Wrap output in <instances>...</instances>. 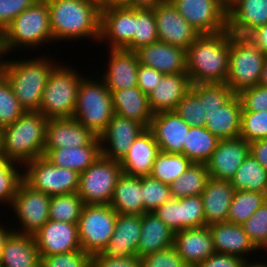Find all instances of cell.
<instances>
[{"label":"cell","mask_w":267,"mask_h":267,"mask_svg":"<svg viewBox=\"0 0 267 267\" xmlns=\"http://www.w3.org/2000/svg\"><path fill=\"white\" fill-rule=\"evenodd\" d=\"M96 137L74 117L49 119L46 125L44 149L87 146Z\"/></svg>","instance_id":"22"},{"label":"cell","mask_w":267,"mask_h":267,"mask_svg":"<svg viewBox=\"0 0 267 267\" xmlns=\"http://www.w3.org/2000/svg\"><path fill=\"white\" fill-rule=\"evenodd\" d=\"M117 215L108 204H84L78 221L81 249L91 256L101 253L114 233Z\"/></svg>","instance_id":"10"},{"label":"cell","mask_w":267,"mask_h":267,"mask_svg":"<svg viewBox=\"0 0 267 267\" xmlns=\"http://www.w3.org/2000/svg\"><path fill=\"white\" fill-rule=\"evenodd\" d=\"M140 64L162 74L187 73L186 50L164 42H154L135 50Z\"/></svg>","instance_id":"24"},{"label":"cell","mask_w":267,"mask_h":267,"mask_svg":"<svg viewBox=\"0 0 267 267\" xmlns=\"http://www.w3.org/2000/svg\"><path fill=\"white\" fill-rule=\"evenodd\" d=\"M241 267H267V262L264 261V262H261L258 258V260L255 262V260H245Z\"/></svg>","instance_id":"64"},{"label":"cell","mask_w":267,"mask_h":267,"mask_svg":"<svg viewBox=\"0 0 267 267\" xmlns=\"http://www.w3.org/2000/svg\"><path fill=\"white\" fill-rule=\"evenodd\" d=\"M192 86L187 73L163 75L159 84L148 94V104L153 114L172 111Z\"/></svg>","instance_id":"27"},{"label":"cell","mask_w":267,"mask_h":267,"mask_svg":"<svg viewBox=\"0 0 267 267\" xmlns=\"http://www.w3.org/2000/svg\"><path fill=\"white\" fill-rule=\"evenodd\" d=\"M239 137L249 143L267 138V110L242 111Z\"/></svg>","instance_id":"47"},{"label":"cell","mask_w":267,"mask_h":267,"mask_svg":"<svg viewBox=\"0 0 267 267\" xmlns=\"http://www.w3.org/2000/svg\"><path fill=\"white\" fill-rule=\"evenodd\" d=\"M163 75L152 67L139 64L137 70V86L148 95L159 84Z\"/></svg>","instance_id":"56"},{"label":"cell","mask_w":267,"mask_h":267,"mask_svg":"<svg viewBox=\"0 0 267 267\" xmlns=\"http://www.w3.org/2000/svg\"><path fill=\"white\" fill-rule=\"evenodd\" d=\"M191 164L192 162L184 154L160 151L156 156L150 176L162 183L170 185L178 179Z\"/></svg>","instance_id":"39"},{"label":"cell","mask_w":267,"mask_h":267,"mask_svg":"<svg viewBox=\"0 0 267 267\" xmlns=\"http://www.w3.org/2000/svg\"><path fill=\"white\" fill-rule=\"evenodd\" d=\"M160 152L152 132L146 128L130 146L120 161L123 173L130 176L150 175L157 154Z\"/></svg>","instance_id":"28"},{"label":"cell","mask_w":267,"mask_h":267,"mask_svg":"<svg viewBox=\"0 0 267 267\" xmlns=\"http://www.w3.org/2000/svg\"><path fill=\"white\" fill-rule=\"evenodd\" d=\"M230 32L200 34L186 49V69L192 84L226 83Z\"/></svg>","instance_id":"2"},{"label":"cell","mask_w":267,"mask_h":267,"mask_svg":"<svg viewBox=\"0 0 267 267\" xmlns=\"http://www.w3.org/2000/svg\"><path fill=\"white\" fill-rule=\"evenodd\" d=\"M114 115L112 95L96 72L82 78L78 90L74 118L96 136L106 129Z\"/></svg>","instance_id":"7"},{"label":"cell","mask_w":267,"mask_h":267,"mask_svg":"<svg viewBox=\"0 0 267 267\" xmlns=\"http://www.w3.org/2000/svg\"><path fill=\"white\" fill-rule=\"evenodd\" d=\"M267 201V193L235 190L230 204L227 222L242 225Z\"/></svg>","instance_id":"40"},{"label":"cell","mask_w":267,"mask_h":267,"mask_svg":"<svg viewBox=\"0 0 267 267\" xmlns=\"http://www.w3.org/2000/svg\"><path fill=\"white\" fill-rule=\"evenodd\" d=\"M173 247L186 265L193 266H198L215 252L208 225L174 233Z\"/></svg>","instance_id":"26"},{"label":"cell","mask_w":267,"mask_h":267,"mask_svg":"<svg viewBox=\"0 0 267 267\" xmlns=\"http://www.w3.org/2000/svg\"><path fill=\"white\" fill-rule=\"evenodd\" d=\"M54 42L93 40L99 43L101 9L88 0H46Z\"/></svg>","instance_id":"1"},{"label":"cell","mask_w":267,"mask_h":267,"mask_svg":"<svg viewBox=\"0 0 267 267\" xmlns=\"http://www.w3.org/2000/svg\"><path fill=\"white\" fill-rule=\"evenodd\" d=\"M92 3L96 4L100 9L113 6V5H120L121 0H88Z\"/></svg>","instance_id":"63"},{"label":"cell","mask_w":267,"mask_h":267,"mask_svg":"<svg viewBox=\"0 0 267 267\" xmlns=\"http://www.w3.org/2000/svg\"><path fill=\"white\" fill-rule=\"evenodd\" d=\"M122 173L120 161L100 155L92 165L79 174L77 194L86 205H110L114 188Z\"/></svg>","instance_id":"9"},{"label":"cell","mask_w":267,"mask_h":267,"mask_svg":"<svg viewBox=\"0 0 267 267\" xmlns=\"http://www.w3.org/2000/svg\"><path fill=\"white\" fill-rule=\"evenodd\" d=\"M258 251H261L263 253V251L267 254V240L261 245V247L258 249ZM265 261H267L266 256L264 257Z\"/></svg>","instance_id":"66"},{"label":"cell","mask_w":267,"mask_h":267,"mask_svg":"<svg viewBox=\"0 0 267 267\" xmlns=\"http://www.w3.org/2000/svg\"><path fill=\"white\" fill-rule=\"evenodd\" d=\"M41 255L33 235L13 232L5 242L0 267H40Z\"/></svg>","instance_id":"33"},{"label":"cell","mask_w":267,"mask_h":267,"mask_svg":"<svg viewBox=\"0 0 267 267\" xmlns=\"http://www.w3.org/2000/svg\"><path fill=\"white\" fill-rule=\"evenodd\" d=\"M51 42L54 43V40L46 0H38L24 10L0 34L1 52L5 57L21 48L25 52L26 50L29 52L30 49L34 52V49L38 50L39 46L42 47L48 43L51 45Z\"/></svg>","instance_id":"5"},{"label":"cell","mask_w":267,"mask_h":267,"mask_svg":"<svg viewBox=\"0 0 267 267\" xmlns=\"http://www.w3.org/2000/svg\"><path fill=\"white\" fill-rule=\"evenodd\" d=\"M91 267H142V260L138 256L125 258H106L101 253L92 255Z\"/></svg>","instance_id":"57"},{"label":"cell","mask_w":267,"mask_h":267,"mask_svg":"<svg viewBox=\"0 0 267 267\" xmlns=\"http://www.w3.org/2000/svg\"><path fill=\"white\" fill-rule=\"evenodd\" d=\"M108 62L104 73L96 74L105 82L109 90H123L137 87L138 57L135 51L108 49Z\"/></svg>","instance_id":"19"},{"label":"cell","mask_w":267,"mask_h":267,"mask_svg":"<svg viewBox=\"0 0 267 267\" xmlns=\"http://www.w3.org/2000/svg\"><path fill=\"white\" fill-rule=\"evenodd\" d=\"M250 153L267 169V138L250 143Z\"/></svg>","instance_id":"59"},{"label":"cell","mask_w":267,"mask_h":267,"mask_svg":"<svg viewBox=\"0 0 267 267\" xmlns=\"http://www.w3.org/2000/svg\"><path fill=\"white\" fill-rule=\"evenodd\" d=\"M48 120L38 111L25 112L0 130V154L22 166L42 157Z\"/></svg>","instance_id":"4"},{"label":"cell","mask_w":267,"mask_h":267,"mask_svg":"<svg viewBox=\"0 0 267 267\" xmlns=\"http://www.w3.org/2000/svg\"><path fill=\"white\" fill-rule=\"evenodd\" d=\"M219 140L205 127L191 126L183 145V154L192 163L206 164Z\"/></svg>","instance_id":"36"},{"label":"cell","mask_w":267,"mask_h":267,"mask_svg":"<svg viewBox=\"0 0 267 267\" xmlns=\"http://www.w3.org/2000/svg\"><path fill=\"white\" fill-rule=\"evenodd\" d=\"M258 85L267 87V59L265 60V63L263 65Z\"/></svg>","instance_id":"65"},{"label":"cell","mask_w":267,"mask_h":267,"mask_svg":"<svg viewBox=\"0 0 267 267\" xmlns=\"http://www.w3.org/2000/svg\"><path fill=\"white\" fill-rule=\"evenodd\" d=\"M157 41L159 37L153 9L134 8V36L131 40V51Z\"/></svg>","instance_id":"42"},{"label":"cell","mask_w":267,"mask_h":267,"mask_svg":"<svg viewBox=\"0 0 267 267\" xmlns=\"http://www.w3.org/2000/svg\"><path fill=\"white\" fill-rule=\"evenodd\" d=\"M25 112L14 95L9 81L0 72V130L13 124Z\"/></svg>","instance_id":"44"},{"label":"cell","mask_w":267,"mask_h":267,"mask_svg":"<svg viewBox=\"0 0 267 267\" xmlns=\"http://www.w3.org/2000/svg\"><path fill=\"white\" fill-rule=\"evenodd\" d=\"M91 258L83 250L41 256L40 267H91Z\"/></svg>","instance_id":"51"},{"label":"cell","mask_w":267,"mask_h":267,"mask_svg":"<svg viewBox=\"0 0 267 267\" xmlns=\"http://www.w3.org/2000/svg\"><path fill=\"white\" fill-rule=\"evenodd\" d=\"M244 261L242 258L234 255L214 252L201 262L198 267H241Z\"/></svg>","instance_id":"58"},{"label":"cell","mask_w":267,"mask_h":267,"mask_svg":"<svg viewBox=\"0 0 267 267\" xmlns=\"http://www.w3.org/2000/svg\"><path fill=\"white\" fill-rule=\"evenodd\" d=\"M230 182L237 191L250 190L267 193V169L249 153Z\"/></svg>","instance_id":"38"},{"label":"cell","mask_w":267,"mask_h":267,"mask_svg":"<svg viewBox=\"0 0 267 267\" xmlns=\"http://www.w3.org/2000/svg\"><path fill=\"white\" fill-rule=\"evenodd\" d=\"M186 267H198V266H193V265H187Z\"/></svg>","instance_id":"68"},{"label":"cell","mask_w":267,"mask_h":267,"mask_svg":"<svg viewBox=\"0 0 267 267\" xmlns=\"http://www.w3.org/2000/svg\"><path fill=\"white\" fill-rule=\"evenodd\" d=\"M234 192L235 189L230 181L209 178L201 194L205 214V225L227 222Z\"/></svg>","instance_id":"29"},{"label":"cell","mask_w":267,"mask_h":267,"mask_svg":"<svg viewBox=\"0 0 267 267\" xmlns=\"http://www.w3.org/2000/svg\"><path fill=\"white\" fill-rule=\"evenodd\" d=\"M153 11L160 42L186 50L200 35L171 1H161Z\"/></svg>","instance_id":"15"},{"label":"cell","mask_w":267,"mask_h":267,"mask_svg":"<svg viewBox=\"0 0 267 267\" xmlns=\"http://www.w3.org/2000/svg\"><path fill=\"white\" fill-rule=\"evenodd\" d=\"M134 36V8L113 5L101 9L100 39L107 49L131 51Z\"/></svg>","instance_id":"14"},{"label":"cell","mask_w":267,"mask_h":267,"mask_svg":"<svg viewBox=\"0 0 267 267\" xmlns=\"http://www.w3.org/2000/svg\"><path fill=\"white\" fill-rule=\"evenodd\" d=\"M190 125L175 111L153 114L148 129L152 132L160 151L183 154Z\"/></svg>","instance_id":"20"},{"label":"cell","mask_w":267,"mask_h":267,"mask_svg":"<svg viewBox=\"0 0 267 267\" xmlns=\"http://www.w3.org/2000/svg\"><path fill=\"white\" fill-rule=\"evenodd\" d=\"M49 54H43V57L37 54V57L28 59L24 56L20 60L2 58L0 72L9 81L14 95L26 112L39 111L49 73L57 64L53 57H48Z\"/></svg>","instance_id":"3"},{"label":"cell","mask_w":267,"mask_h":267,"mask_svg":"<svg viewBox=\"0 0 267 267\" xmlns=\"http://www.w3.org/2000/svg\"><path fill=\"white\" fill-rule=\"evenodd\" d=\"M38 0H0V34L24 10Z\"/></svg>","instance_id":"54"},{"label":"cell","mask_w":267,"mask_h":267,"mask_svg":"<svg viewBox=\"0 0 267 267\" xmlns=\"http://www.w3.org/2000/svg\"><path fill=\"white\" fill-rule=\"evenodd\" d=\"M191 89L204 101L206 112L224 106L236 95L226 83L192 84Z\"/></svg>","instance_id":"46"},{"label":"cell","mask_w":267,"mask_h":267,"mask_svg":"<svg viewBox=\"0 0 267 267\" xmlns=\"http://www.w3.org/2000/svg\"><path fill=\"white\" fill-rule=\"evenodd\" d=\"M101 155V144L97 136L89 145L72 148L44 149L43 156L53 165L68 168L81 174Z\"/></svg>","instance_id":"31"},{"label":"cell","mask_w":267,"mask_h":267,"mask_svg":"<svg viewBox=\"0 0 267 267\" xmlns=\"http://www.w3.org/2000/svg\"><path fill=\"white\" fill-rule=\"evenodd\" d=\"M9 229L7 228L8 226L5 224V226L0 223V259L2 256V251L4 249V245L8 237L14 232L12 225L9 224ZM6 227V228H5Z\"/></svg>","instance_id":"62"},{"label":"cell","mask_w":267,"mask_h":267,"mask_svg":"<svg viewBox=\"0 0 267 267\" xmlns=\"http://www.w3.org/2000/svg\"><path fill=\"white\" fill-rule=\"evenodd\" d=\"M181 231L205 226V214L201 195L180 198Z\"/></svg>","instance_id":"49"},{"label":"cell","mask_w":267,"mask_h":267,"mask_svg":"<svg viewBox=\"0 0 267 267\" xmlns=\"http://www.w3.org/2000/svg\"><path fill=\"white\" fill-rule=\"evenodd\" d=\"M154 213L174 232L181 231L180 199L170 198Z\"/></svg>","instance_id":"55"},{"label":"cell","mask_w":267,"mask_h":267,"mask_svg":"<svg viewBox=\"0 0 267 267\" xmlns=\"http://www.w3.org/2000/svg\"><path fill=\"white\" fill-rule=\"evenodd\" d=\"M266 59L251 39L230 33L229 70L226 84L235 94L258 85Z\"/></svg>","instance_id":"8"},{"label":"cell","mask_w":267,"mask_h":267,"mask_svg":"<svg viewBox=\"0 0 267 267\" xmlns=\"http://www.w3.org/2000/svg\"><path fill=\"white\" fill-rule=\"evenodd\" d=\"M190 126L205 127L206 117L204 101L190 89L173 110Z\"/></svg>","instance_id":"48"},{"label":"cell","mask_w":267,"mask_h":267,"mask_svg":"<svg viewBox=\"0 0 267 267\" xmlns=\"http://www.w3.org/2000/svg\"><path fill=\"white\" fill-rule=\"evenodd\" d=\"M248 38L251 39L267 58V24L257 28Z\"/></svg>","instance_id":"60"},{"label":"cell","mask_w":267,"mask_h":267,"mask_svg":"<svg viewBox=\"0 0 267 267\" xmlns=\"http://www.w3.org/2000/svg\"><path fill=\"white\" fill-rule=\"evenodd\" d=\"M60 63V64H59ZM57 63L49 73L39 113L48 119L74 116L80 82L84 77L76 68Z\"/></svg>","instance_id":"6"},{"label":"cell","mask_w":267,"mask_h":267,"mask_svg":"<svg viewBox=\"0 0 267 267\" xmlns=\"http://www.w3.org/2000/svg\"><path fill=\"white\" fill-rule=\"evenodd\" d=\"M33 236L41 256L82 250L78 223L48 220Z\"/></svg>","instance_id":"17"},{"label":"cell","mask_w":267,"mask_h":267,"mask_svg":"<svg viewBox=\"0 0 267 267\" xmlns=\"http://www.w3.org/2000/svg\"><path fill=\"white\" fill-rule=\"evenodd\" d=\"M162 0H121L125 7L135 9H154Z\"/></svg>","instance_id":"61"},{"label":"cell","mask_w":267,"mask_h":267,"mask_svg":"<svg viewBox=\"0 0 267 267\" xmlns=\"http://www.w3.org/2000/svg\"><path fill=\"white\" fill-rule=\"evenodd\" d=\"M142 267H186L175 248H170L147 254L141 258Z\"/></svg>","instance_id":"53"},{"label":"cell","mask_w":267,"mask_h":267,"mask_svg":"<svg viewBox=\"0 0 267 267\" xmlns=\"http://www.w3.org/2000/svg\"><path fill=\"white\" fill-rule=\"evenodd\" d=\"M50 200V195L34 190L23 180L8 207L15 214L16 224L20 223L17 230L13 227L14 232L34 235L49 220Z\"/></svg>","instance_id":"12"},{"label":"cell","mask_w":267,"mask_h":267,"mask_svg":"<svg viewBox=\"0 0 267 267\" xmlns=\"http://www.w3.org/2000/svg\"><path fill=\"white\" fill-rule=\"evenodd\" d=\"M209 178L207 164L192 163L178 179L169 185L170 195L176 199L201 195Z\"/></svg>","instance_id":"37"},{"label":"cell","mask_w":267,"mask_h":267,"mask_svg":"<svg viewBox=\"0 0 267 267\" xmlns=\"http://www.w3.org/2000/svg\"><path fill=\"white\" fill-rule=\"evenodd\" d=\"M228 31L248 37L267 24V0H228Z\"/></svg>","instance_id":"21"},{"label":"cell","mask_w":267,"mask_h":267,"mask_svg":"<svg viewBox=\"0 0 267 267\" xmlns=\"http://www.w3.org/2000/svg\"><path fill=\"white\" fill-rule=\"evenodd\" d=\"M242 226L244 232L259 249L267 240V201Z\"/></svg>","instance_id":"50"},{"label":"cell","mask_w":267,"mask_h":267,"mask_svg":"<svg viewBox=\"0 0 267 267\" xmlns=\"http://www.w3.org/2000/svg\"><path fill=\"white\" fill-rule=\"evenodd\" d=\"M141 188L144 213L154 212L171 198L170 186L150 175L141 176Z\"/></svg>","instance_id":"45"},{"label":"cell","mask_w":267,"mask_h":267,"mask_svg":"<svg viewBox=\"0 0 267 267\" xmlns=\"http://www.w3.org/2000/svg\"><path fill=\"white\" fill-rule=\"evenodd\" d=\"M1 57L3 56H2L1 47H0V66H1V61H2Z\"/></svg>","instance_id":"67"},{"label":"cell","mask_w":267,"mask_h":267,"mask_svg":"<svg viewBox=\"0 0 267 267\" xmlns=\"http://www.w3.org/2000/svg\"><path fill=\"white\" fill-rule=\"evenodd\" d=\"M140 232L137 245L139 258L173 246L174 232L154 212L142 215Z\"/></svg>","instance_id":"34"},{"label":"cell","mask_w":267,"mask_h":267,"mask_svg":"<svg viewBox=\"0 0 267 267\" xmlns=\"http://www.w3.org/2000/svg\"><path fill=\"white\" fill-rule=\"evenodd\" d=\"M241 100L242 111L258 112L267 110V87L256 85L241 90L237 94Z\"/></svg>","instance_id":"52"},{"label":"cell","mask_w":267,"mask_h":267,"mask_svg":"<svg viewBox=\"0 0 267 267\" xmlns=\"http://www.w3.org/2000/svg\"><path fill=\"white\" fill-rule=\"evenodd\" d=\"M242 104L236 94L222 107L208 109L205 128L218 139H233L240 135Z\"/></svg>","instance_id":"30"},{"label":"cell","mask_w":267,"mask_h":267,"mask_svg":"<svg viewBox=\"0 0 267 267\" xmlns=\"http://www.w3.org/2000/svg\"><path fill=\"white\" fill-rule=\"evenodd\" d=\"M184 19L200 34L228 30L226 0H170Z\"/></svg>","instance_id":"13"},{"label":"cell","mask_w":267,"mask_h":267,"mask_svg":"<svg viewBox=\"0 0 267 267\" xmlns=\"http://www.w3.org/2000/svg\"><path fill=\"white\" fill-rule=\"evenodd\" d=\"M208 227L212 235L215 252L234 255L243 260H249L248 258L251 257V254H255L256 257L259 252L258 248L244 232L242 225L218 222L210 224Z\"/></svg>","instance_id":"25"},{"label":"cell","mask_w":267,"mask_h":267,"mask_svg":"<svg viewBox=\"0 0 267 267\" xmlns=\"http://www.w3.org/2000/svg\"><path fill=\"white\" fill-rule=\"evenodd\" d=\"M84 203L76 193L51 196L49 220L78 223Z\"/></svg>","instance_id":"41"},{"label":"cell","mask_w":267,"mask_h":267,"mask_svg":"<svg viewBox=\"0 0 267 267\" xmlns=\"http://www.w3.org/2000/svg\"><path fill=\"white\" fill-rule=\"evenodd\" d=\"M142 215L118 214L112 237L101 254L106 258L137 256Z\"/></svg>","instance_id":"23"},{"label":"cell","mask_w":267,"mask_h":267,"mask_svg":"<svg viewBox=\"0 0 267 267\" xmlns=\"http://www.w3.org/2000/svg\"><path fill=\"white\" fill-rule=\"evenodd\" d=\"M110 92L114 114L135 120L145 128L149 127L153 113L148 104V95L138 86L123 90H110Z\"/></svg>","instance_id":"32"},{"label":"cell","mask_w":267,"mask_h":267,"mask_svg":"<svg viewBox=\"0 0 267 267\" xmlns=\"http://www.w3.org/2000/svg\"><path fill=\"white\" fill-rule=\"evenodd\" d=\"M23 180L34 190L50 196L76 193L79 188V174L76 171L57 167L44 156L23 166Z\"/></svg>","instance_id":"11"},{"label":"cell","mask_w":267,"mask_h":267,"mask_svg":"<svg viewBox=\"0 0 267 267\" xmlns=\"http://www.w3.org/2000/svg\"><path fill=\"white\" fill-rule=\"evenodd\" d=\"M250 153V143L241 137L221 139L206 163L214 179L230 181Z\"/></svg>","instance_id":"18"},{"label":"cell","mask_w":267,"mask_h":267,"mask_svg":"<svg viewBox=\"0 0 267 267\" xmlns=\"http://www.w3.org/2000/svg\"><path fill=\"white\" fill-rule=\"evenodd\" d=\"M146 128L139 122L114 114L106 129L100 134L101 155L121 161L130 146Z\"/></svg>","instance_id":"16"},{"label":"cell","mask_w":267,"mask_h":267,"mask_svg":"<svg viewBox=\"0 0 267 267\" xmlns=\"http://www.w3.org/2000/svg\"><path fill=\"white\" fill-rule=\"evenodd\" d=\"M21 168L23 169L21 164L0 154V204L3 203L4 206L8 205L10 207L18 186L23 181V170Z\"/></svg>","instance_id":"43"},{"label":"cell","mask_w":267,"mask_h":267,"mask_svg":"<svg viewBox=\"0 0 267 267\" xmlns=\"http://www.w3.org/2000/svg\"><path fill=\"white\" fill-rule=\"evenodd\" d=\"M110 206L118 214L143 215L141 176L122 173L114 188Z\"/></svg>","instance_id":"35"}]
</instances>
